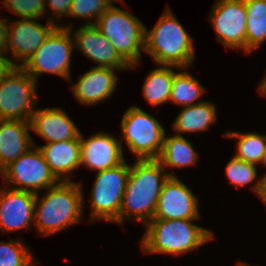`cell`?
Here are the masks:
<instances>
[{
  "mask_svg": "<svg viewBox=\"0 0 266 266\" xmlns=\"http://www.w3.org/2000/svg\"><path fill=\"white\" fill-rule=\"evenodd\" d=\"M72 27L74 26H57L31 58L21 66L36 81L41 74L50 73L71 82V54L75 47L71 35Z\"/></svg>",
  "mask_w": 266,
  "mask_h": 266,
  "instance_id": "8992f818",
  "label": "cell"
},
{
  "mask_svg": "<svg viewBox=\"0 0 266 266\" xmlns=\"http://www.w3.org/2000/svg\"><path fill=\"white\" fill-rule=\"evenodd\" d=\"M22 240L0 242V266H35L36 258Z\"/></svg>",
  "mask_w": 266,
  "mask_h": 266,
  "instance_id": "4316f807",
  "label": "cell"
},
{
  "mask_svg": "<svg viewBox=\"0 0 266 266\" xmlns=\"http://www.w3.org/2000/svg\"><path fill=\"white\" fill-rule=\"evenodd\" d=\"M256 194H258L259 198L262 199L264 204L266 205V174L253 186L251 187Z\"/></svg>",
  "mask_w": 266,
  "mask_h": 266,
  "instance_id": "d6a6232c",
  "label": "cell"
},
{
  "mask_svg": "<svg viewBox=\"0 0 266 266\" xmlns=\"http://www.w3.org/2000/svg\"><path fill=\"white\" fill-rule=\"evenodd\" d=\"M5 8L21 18H43L46 13L45 0H4Z\"/></svg>",
  "mask_w": 266,
  "mask_h": 266,
  "instance_id": "f546056e",
  "label": "cell"
},
{
  "mask_svg": "<svg viewBox=\"0 0 266 266\" xmlns=\"http://www.w3.org/2000/svg\"><path fill=\"white\" fill-rule=\"evenodd\" d=\"M34 146L0 173L6 184L17 186L12 189L39 194V190H46L59 182L38 147Z\"/></svg>",
  "mask_w": 266,
  "mask_h": 266,
  "instance_id": "30bf717a",
  "label": "cell"
},
{
  "mask_svg": "<svg viewBox=\"0 0 266 266\" xmlns=\"http://www.w3.org/2000/svg\"><path fill=\"white\" fill-rule=\"evenodd\" d=\"M198 154L185 137L174 134L164 136L163 148L158 158L162 166L186 167L196 164Z\"/></svg>",
  "mask_w": 266,
  "mask_h": 266,
  "instance_id": "7402d4cb",
  "label": "cell"
},
{
  "mask_svg": "<svg viewBox=\"0 0 266 266\" xmlns=\"http://www.w3.org/2000/svg\"><path fill=\"white\" fill-rule=\"evenodd\" d=\"M256 164L242 161L236 157L226 165V175L236 187H243L250 184L257 178Z\"/></svg>",
  "mask_w": 266,
  "mask_h": 266,
  "instance_id": "f1b7e54d",
  "label": "cell"
},
{
  "mask_svg": "<svg viewBox=\"0 0 266 266\" xmlns=\"http://www.w3.org/2000/svg\"><path fill=\"white\" fill-rule=\"evenodd\" d=\"M260 164L266 166V150H265V153H264V155H263V158H262V161H261Z\"/></svg>",
  "mask_w": 266,
  "mask_h": 266,
  "instance_id": "d590c367",
  "label": "cell"
},
{
  "mask_svg": "<svg viewBox=\"0 0 266 266\" xmlns=\"http://www.w3.org/2000/svg\"><path fill=\"white\" fill-rule=\"evenodd\" d=\"M174 177L158 159L137 160L130 167L118 224L124 219H137L146 225L155 214L158 197L168 177Z\"/></svg>",
  "mask_w": 266,
  "mask_h": 266,
  "instance_id": "6da1fadb",
  "label": "cell"
},
{
  "mask_svg": "<svg viewBox=\"0 0 266 266\" xmlns=\"http://www.w3.org/2000/svg\"><path fill=\"white\" fill-rule=\"evenodd\" d=\"M258 87H259L258 90H259L260 94L263 95L264 97H266V76L262 79V81Z\"/></svg>",
  "mask_w": 266,
  "mask_h": 266,
  "instance_id": "e575fe53",
  "label": "cell"
},
{
  "mask_svg": "<svg viewBox=\"0 0 266 266\" xmlns=\"http://www.w3.org/2000/svg\"><path fill=\"white\" fill-rule=\"evenodd\" d=\"M109 67L94 66L79 76V81L72 85L74 97L82 104L96 105L110 98L117 87L118 77Z\"/></svg>",
  "mask_w": 266,
  "mask_h": 266,
  "instance_id": "ac0fdd59",
  "label": "cell"
},
{
  "mask_svg": "<svg viewBox=\"0 0 266 266\" xmlns=\"http://www.w3.org/2000/svg\"><path fill=\"white\" fill-rule=\"evenodd\" d=\"M95 25L130 69H135L142 58L141 51L145 50V25L136 16L113 4Z\"/></svg>",
  "mask_w": 266,
  "mask_h": 266,
  "instance_id": "5b68a950",
  "label": "cell"
},
{
  "mask_svg": "<svg viewBox=\"0 0 266 266\" xmlns=\"http://www.w3.org/2000/svg\"><path fill=\"white\" fill-rule=\"evenodd\" d=\"M18 66V63L16 64L13 59L5 57V54L0 52V82L7 78Z\"/></svg>",
  "mask_w": 266,
  "mask_h": 266,
  "instance_id": "1f68e13d",
  "label": "cell"
},
{
  "mask_svg": "<svg viewBox=\"0 0 266 266\" xmlns=\"http://www.w3.org/2000/svg\"><path fill=\"white\" fill-rule=\"evenodd\" d=\"M113 3L114 0H72L69 17L87 19L86 25H94ZM93 17L95 20L91 22Z\"/></svg>",
  "mask_w": 266,
  "mask_h": 266,
  "instance_id": "83f0119b",
  "label": "cell"
},
{
  "mask_svg": "<svg viewBox=\"0 0 266 266\" xmlns=\"http://www.w3.org/2000/svg\"><path fill=\"white\" fill-rule=\"evenodd\" d=\"M225 136L237 139L234 157L253 164H260L266 150V135L228 131Z\"/></svg>",
  "mask_w": 266,
  "mask_h": 266,
  "instance_id": "484cf974",
  "label": "cell"
},
{
  "mask_svg": "<svg viewBox=\"0 0 266 266\" xmlns=\"http://www.w3.org/2000/svg\"><path fill=\"white\" fill-rule=\"evenodd\" d=\"M236 266H252V265H249V264H246L245 262H238V264Z\"/></svg>",
  "mask_w": 266,
  "mask_h": 266,
  "instance_id": "8d00e7d4",
  "label": "cell"
},
{
  "mask_svg": "<svg viewBox=\"0 0 266 266\" xmlns=\"http://www.w3.org/2000/svg\"><path fill=\"white\" fill-rule=\"evenodd\" d=\"M172 68L176 66L162 65L149 72L142 87L144 98L151 103L152 106L162 105L169 101L171 87L174 77Z\"/></svg>",
  "mask_w": 266,
  "mask_h": 266,
  "instance_id": "603a6c76",
  "label": "cell"
},
{
  "mask_svg": "<svg viewBox=\"0 0 266 266\" xmlns=\"http://www.w3.org/2000/svg\"><path fill=\"white\" fill-rule=\"evenodd\" d=\"M122 140L135 153L137 160L158 159L164 142L165 130L150 114L137 106H131L123 115Z\"/></svg>",
  "mask_w": 266,
  "mask_h": 266,
  "instance_id": "52a82bcc",
  "label": "cell"
},
{
  "mask_svg": "<svg viewBox=\"0 0 266 266\" xmlns=\"http://www.w3.org/2000/svg\"><path fill=\"white\" fill-rule=\"evenodd\" d=\"M158 65L190 67L195 48L190 37L170 9L155 23L152 30L145 28V50Z\"/></svg>",
  "mask_w": 266,
  "mask_h": 266,
  "instance_id": "3957f363",
  "label": "cell"
},
{
  "mask_svg": "<svg viewBox=\"0 0 266 266\" xmlns=\"http://www.w3.org/2000/svg\"><path fill=\"white\" fill-rule=\"evenodd\" d=\"M49 2L48 5L50 10L53 12L52 17L57 14L58 19L69 16V9L72 3V0H45Z\"/></svg>",
  "mask_w": 266,
  "mask_h": 266,
  "instance_id": "4dcf8cb0",
  "label": "cell"
},
{
  "mask_svg": "<svg viewBox=\"0 0 266 266\" xmlns=\"http://www.w3.org/2000/svg\"><path fill=\"white\" fill-rule=\"evenodd\" d=\"M194 220H151L141 240L143 252L178 256L214 239L212 231L193 224Z\"/></svg>",
  "mask_w": 266,
  "mask_h": 266,
  "instance_id": "277c9868",
  "label": "cell"
},
{
  "mask_svg": "<svg viewBox=\"0 0 266 266\" xmlns=\"http://www.w3.org/2000/svg\"><path fill=\"white\" fill-rule=\"evenodd\" d=\"M9 21L0 18V52H3L5 49V45L8 37L9 30ZM8 24V25H7Z\"/></svg>",
  "mask_w": 266,
  "mask_h": 266,
  "instance_id": "836d02e7",
  "label": "cell"
},
{
  "mask_svg": "<svg viewBox=\"0 0 266 266\" xmlns=\"http://www.w3.org/2000/svg\"><path fill=\"white\" fill-rule=\"evenodd\" d=\"M198 199L177 176L168 177L158 197L152 220H197Z\"/></svg>",
  "mask_w": 266,
  "mask_h": 266,
  "instance_id": "4fadbf2b",
  "label": "cell"
},
{
  "mask_svg": "<svg viewBox=\"0 0 266 266\" xmlns=\"http://www.w3.org/2000/svg\"><path fill=\"white\" fill-rule=\"evenodd\" d=\"M37 81L21 66L0 82V119L30 121L36 102Z\"/></svg>",
  "mask_w": 266,
  "mask_h": 266,
  "instance_id": "9c48e42d",
  "label": "cell"
},
{
  "mask_svg": "<svg viewBox=\"0 0 266 266\" xmlns=\"http://www.w3.org/2000/svg\"><path fill=\"white\" fill-rule=\"evenodd\" d=\"M37 147L58 181H72L68 175L81 165L80 139L51 142Z\"/></svg>",
  "mask_w": 266,
  "mask_h": 266,
  "instance_id": "ffe728a7",
  "label": "cell"
},
{
  "mask_svg": "<svg viewBox=\"0 0 266 266\" xmlns=\"http://www.w3.org/2000/svg\"><path fill=\"white\" fill-rule=\"evenodd\" d=\"M81 166L100 172L125 161L122 144L107 133H96L85 139L80 133Z\"/></svg>",
  "mask_w": 266,
  "mask_h": 266,
  "instance_id": "9a60e30c",
  "label": "cell"
},
{
  "mask_svg": "<svg viewBox=\"0 0 266 266\" xmlns=\"http://www.w3.org/2000/svg\"><path fill=\"white\" fill-rule=\"evenodd\" d=\"M246 18V52L258 48L266 40V0H244Z\"/></svg>",
  "mask_w": 266,
  "mask_h": 266,
  "instance_id": "cb8c5ba5",
  "label": "cell"
},
{
  "mask_svg": "<svg viewBox=\"0 0 266 266\" xmlns=\"http://www.w3.org/2000/svg\"><path fill=\"white\" fill-rule=\"evenodd\" d=\"M130 166L124 161L120 165L96 174L91 190V217L93 220H106L118 223V216L126 189Z\"/></svg>",
  "mask_w": 266,
  "mask_h": 266,
  "instance_id": "ba28073f",
  "label": "cell"
},
{
  "mask_svg": "<svg viewBox=\"0 0 266 266\" xmlns=\"http://www.w3.org/2000/svg\"><path fill=\"white\" fill-rule=\"evenodd\" d=\"M204 90L202 84L190 73L186 71L175 72L169 101L184 107L195 105L202 102H197L196 100H200V97L205 92Z\"/></svg>",
  "mask_w": 266,
  "mask_h": 266,
  "instance_id": "d4e9b609",
  "label": "cell"
},
{
  "mask_svg": "<svg viewBox=\"0 0 266 266\" xmlns=\"http://www.w3.org/2000/svg\"><path fill=\"white\" fill-rule=\"evenodd\" d=\"M36 194L9 187L0 188V230L14 232L30 228L34 221Z\"/></svg>",
  "mask_w": 266,
  "mask_h": 266,
  "instance_id": "5bb4252c",
  "label": "cell"
},
{
  "mask_svg": "<svg viewBox=\"0 0 266 266\" xmlns=\"http://www.w3.org/2000/svg\"><path fill=\"white\" fill-rule=\"evenodd\" d=\"M48 19L46 26L36 22V18H22L11 22L3 53L14 55L15 60L22 62L19 66H23L58 26L52 18Z\"/></svg>",
  "mask_w": 266,
  "mask_h": 266,
  "instance_id": "7c38bea8",
  "label": "cell"
},
{
  "mask_svg": "<svg viewBox=\"0 0 266 266\" xmlns=\"http://www.w3.org/2000/svg\"><path fill=\"white\" fill-rule=\"evenodd\" d=\"M217 121L216 106L210 101H202L195 105L184 107L173 123L176 135L184 132H201Z\"/></svg>",
  "mask_w": 266,
  "mask_h": 266,
  "instance_id": "44dd1931",
  "label": "cell"
},
{
  "mask_svg": "<svg viewBox=\"0 0 266 266\" xmlns=\"http://www.w3.org/2000/svg\"><path fill=\"white\" fill-rule=\"evenodd\" d=\"M30 127L47 143L80 139V130L61 108L35 109Z\"/></svg>",
  "mask_w": 266,
  "mask_h": 266,
  "instance_id": "e0dca14e",
  "label": "cell"
},
{
  "mask_svg": "<svg viewBox=\"0 0 266 266\" xmlns=\"http://www.w3.org/2000/svg\"><path fill=\"white\" fill-rule=\"evenodd\" d=\"M30 121L0 119V173L35 145Z\"/></svg>",
  "mask_w": 266,
  "mask_h": 266,
  "instance_id": "d6986e66",
  "label": "cell"
},
{
  "mask_svg": "<svg viewBox=\"0 0 266 266\" xmlns=\"http://www.w3.org/2000/svg\"><path fill=\"white\" fill-rule=\"evenodd\" d=\"M82 184L59 181L35 200L34 223L42 235H50L80 222L84 198ZM40 200V201H39Z\"/></svg>",
  "mask_w": 266,
  "mask_h": 266,
  "instance_id": "7a4b0ae2",
  "label": "cell"
},
{
  "mask_svg": "<svg viewBox=\"0 0 266 266\" xmlns=\"http://www.w3.org/2000/svg\"><path fill=\"white\" fill-rule=\"evenodd\" d=\"M209 17L217 39L224 46L246 52V18L244 0H217Z\"/></svg>",
  "mask_w": 266,
  "mask_h": 266,
  "instance_id": "8fae6325",
  "label": "cell"
},
{
  "mask_svg": "<svg viewBox=\"0 0 266 266\" xmlns=\"http://www.w3.org/2000/svg\"><path fill=\"white\" fill-rule=\"evenodd\" d=\"M74 46L98 67H109L117 70L130 69V66L119 56L109 40L94 25L83 24L74 31Z\"/></svg>",
  "mask_w": 266,
  "mask_h": 266,
  "instance_id": "2e32d148",
  "label": "cell"
}]
</instances>
